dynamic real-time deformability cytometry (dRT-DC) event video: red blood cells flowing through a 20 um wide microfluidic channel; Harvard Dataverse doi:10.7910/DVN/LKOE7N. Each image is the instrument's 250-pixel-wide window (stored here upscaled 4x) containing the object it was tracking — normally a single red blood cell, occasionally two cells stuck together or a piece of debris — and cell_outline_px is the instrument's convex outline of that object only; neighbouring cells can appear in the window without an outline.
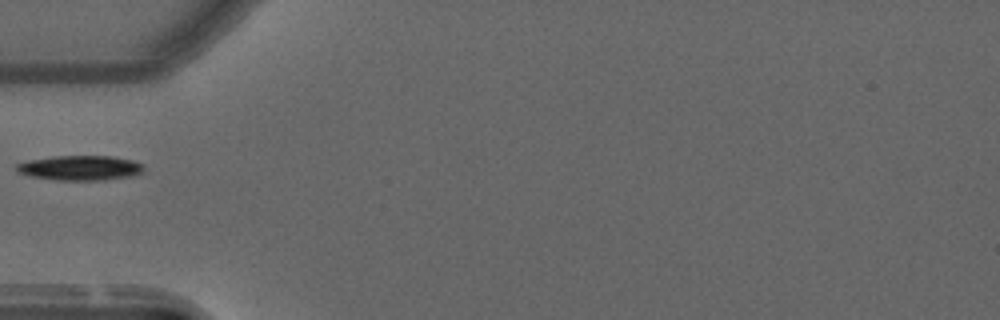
{"species": "common noctule bat (a hibernating species)", "species_latin": "Nyctalus noctula", "temperature_condition": "warm", "stored_images_in_passage": 21, "camera_frame_rate_fps": 3000, "um_per_image_px": 0.085, "animal": {"sex": "male", "forearm_length_mm": 52.5}, "frame": {"image": 1, "passage_image": 1, "time_ms": 0.0, "image_size_px": [1000, 320], "cell_outline_px": [[144, 172], [132, 176], [104, 180], [56, 180], [28, 176], [16, 172], [16, 164], [28, 160], [52, 156], [112, 156], [132, 160], [144, 164]], "centroid_in_image_um": [6.81, 14.27], "position_along_channel_um": 78.2, "area_um2": 18.67}}
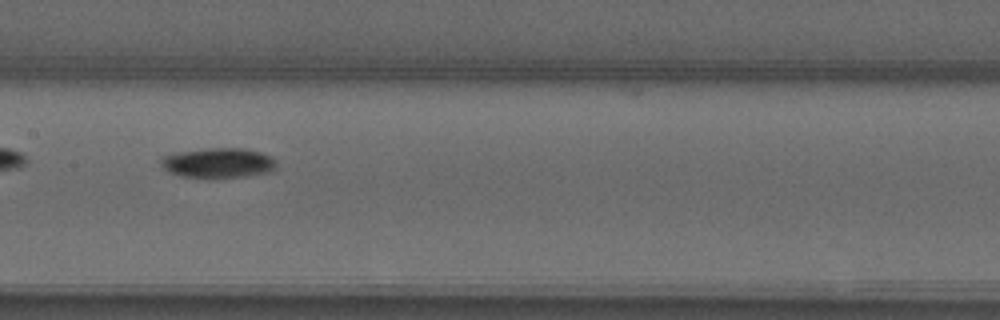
{"frame": {"image": 2, "passage_image": 10, "time_ms": 3.0, "image_size_px": [1000, 320], "cell_outline_px": [[276, 168], [272, 172], [244, 176], [180, 176], [168, 172], [160, 164], [160, 156], [180, 152], [208, 148], [244, 148], [260, 152], [272, 156], [276, 160]], "centroid_in_image_um": [18.57, 13.82], "position_along_channel_um": 188.8, "area_um2": 19.94}}
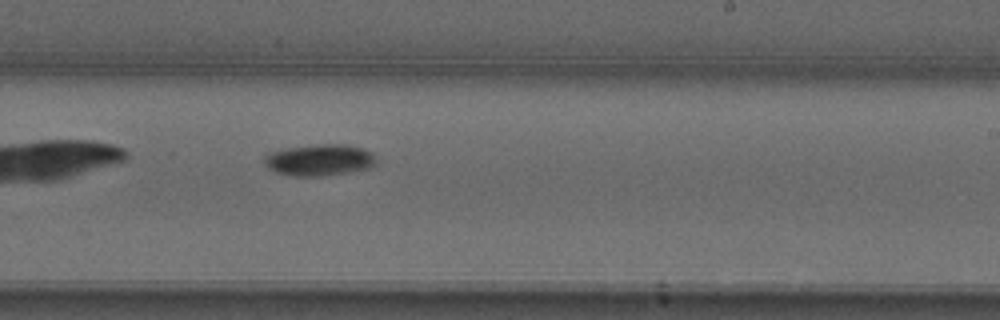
{"frame": {"image": 3, "passage_image": 16, "time_ms": 5.0, "image_size_px": [1000, 320], "cell_outline_px": [[376, 164], [372, 168], [348, 172], [320, 176], [292, 176], [276, 172], [268, 168], [264, 160], [264, 156], [268, 152], [288, 148], [316, 144], [344, 144], [364, 148], [372, 152], [376, 156]], "centroid_in_image_um": [27.19, 13.59], "position_along_channel_um": 261.8, "area_um2": 20.75}}